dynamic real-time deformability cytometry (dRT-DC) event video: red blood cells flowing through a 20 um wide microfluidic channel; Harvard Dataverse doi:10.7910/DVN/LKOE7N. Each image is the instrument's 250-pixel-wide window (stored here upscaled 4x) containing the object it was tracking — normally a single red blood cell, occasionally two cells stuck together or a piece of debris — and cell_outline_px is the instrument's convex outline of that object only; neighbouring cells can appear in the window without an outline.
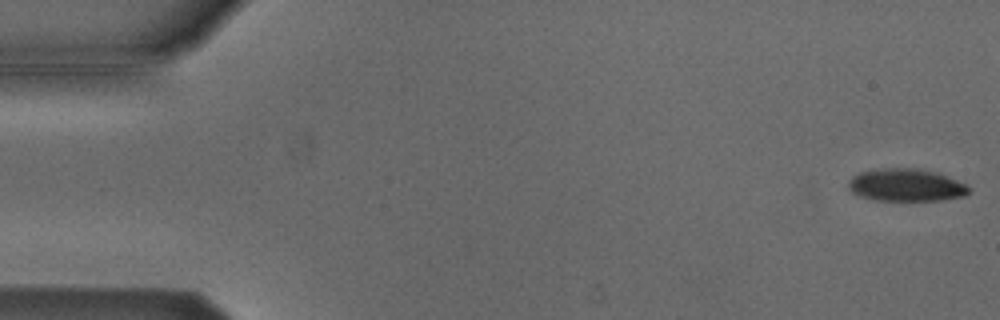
{"species": "Egyptian fruit bat (a non-hibernating species)", "species_latin": "Rousettus aegyptiacus", "temperature_condition": "cold", "stored_images_in_passage": 43, "camera_frame_rate_fps": 3000, "um_per_image_px": 0.085, "animal": {"sex": "male"}, "frame": {"image": 1, "passage_image": 1, "time_ms": 0.0, "image_size_px": [1000, 320], "cell_outline_px": [[972, 192], [964, 196], [944, 200], [876, 200], [860, 196], [852, 192], [848, 188], [848, 180], [852, 176], [860, 172], [876, 168], [920, 168], [940, 172], [972, 188]], "centroid_in_image_um": [77.04, 15.72], "position_along_channel_um": 8.0, "area_um2": 23.24}}
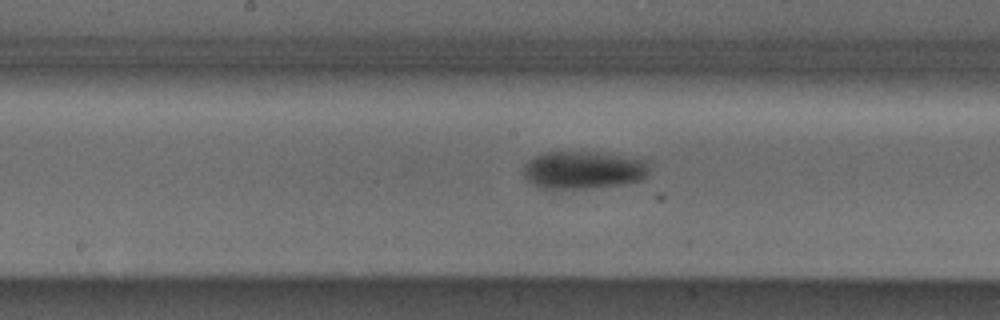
{"frame": {"image": 2, "passage_image": 27, "time_ms": 8.667, "image_size_px": [1000, 320], "cell_outline_px": [[652, 160], [648, 172], [640, 180], [620, 184], [588, 188], [544, 188], [532, 184], [524, 176], [524, 164], [528, 160], [544, 152], [592, 152]], "centroid_in_image_um": [49.6, 14.44], "position_along_channel_um": 198.6, "area_um2": 27.51}}
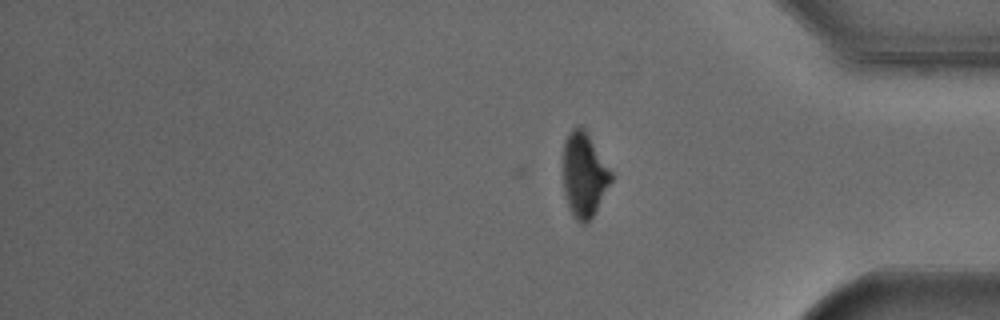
{"frame": {"image": 3, "passage_image": 43, "time_ms": 14.0, "image_size_px": [1000, 320], "cell_outline_px": [[612, 180], [592, 216], [584, 224], [580, 224], [572, 216], [564, 192], [564, 140], [568, 132], [576, 124], [580, 124], [584, 128], [612, 172]], "centroid_in_image_um": [49.63, 14.82], "position_along_channel_um": 385.6, "area_um2": 23.41}, "authors_computed_cell_mechanics": {"area_um2": 27.3972, "velocity_mm_per_s": 3.8153, "shape_relaxation_time_tau1_ms": 3.512, "shape_relaxation_time_tau2_ms": 5.9363, "deformation_change_tau1": 0.1301, "deformation_change_tau2": 0.1001}}